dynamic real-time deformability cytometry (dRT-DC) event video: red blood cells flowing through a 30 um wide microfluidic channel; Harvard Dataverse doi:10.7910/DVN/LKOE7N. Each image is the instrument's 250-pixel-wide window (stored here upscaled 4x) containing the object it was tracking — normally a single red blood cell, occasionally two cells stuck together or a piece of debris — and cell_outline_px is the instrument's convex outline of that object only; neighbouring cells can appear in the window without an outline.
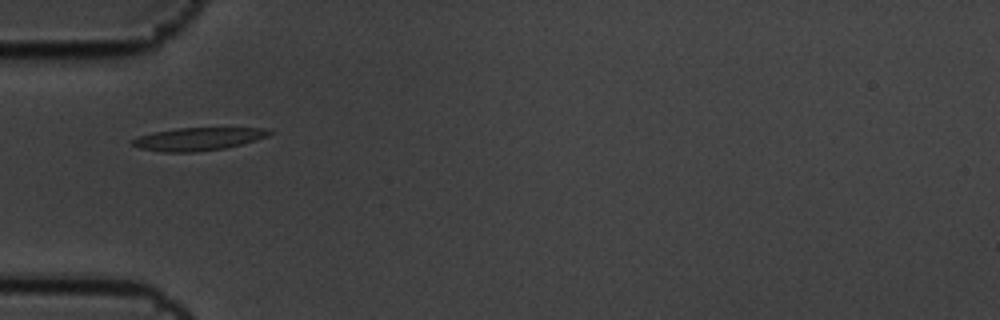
{"species": "common noctule bat (a hibernating species)", "species_latin": "Nyctalus noctula", "temperature_condition": "cold", "stored_images_in_passage": 5, "camera_frame_rate_fps": 3000, "um_per_image_px": 0.085, "animal": {"sex": "male", "body_mass_g": 19.5, "forearm_length_mm": 54.6}, "frame": {"image": 1, "passage_image": 5, "time_ms": 1.333, "image_size_px": [1000, 320], "cell_outline_px": [[272, 132], [268, 136], [256, 140], [224, 148], [192, 152], [164, 152], [140, 148], [132, 144], [132, 140], [140, 136], [152, 132], [176, 128], [268, 128]], "centroid_in_image_um": [16.85, 11.8], "position_along_channel_um": 68.2, "area_um2": 18.03}}